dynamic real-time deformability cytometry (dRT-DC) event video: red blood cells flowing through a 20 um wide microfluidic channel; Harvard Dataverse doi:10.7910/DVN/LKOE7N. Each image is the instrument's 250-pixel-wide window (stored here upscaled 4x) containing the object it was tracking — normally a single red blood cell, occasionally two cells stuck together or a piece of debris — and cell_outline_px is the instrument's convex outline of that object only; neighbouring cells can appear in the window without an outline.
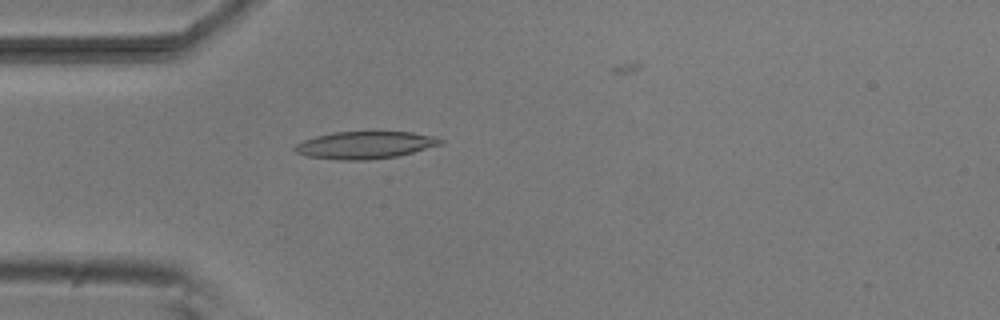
{"species": "common noctule bat (a hibernating species)", "species_latin": "Nyctalus noctula", "temperature_condition": "room temperature", "stored_images_in_passage": 12, "camera_frame_rate_fps": 3000, "um_per_image_px": 0.085, "animal": {"sex": "male", "body_mass_g": 20.5, "forearm_length_mm": 52.5}, "frame": {"image": 1, "passage_image": 4, "time_ms": 1.0, "image_size_px": [1000, 320], "cell_outline_px": [[444, 144], [396, 156], [368, 160], [336, 160], [304, 156], [296, 152], [292, 148], [296, 144], [304, 140], [316, 136], [332, 132], [372, 128], [412, 132], [432, 136], [444, 140]], "centroid_in_image_um": [31.03, 12.28], "position_along_channel_um": 54.0, "area_um2": 24.39}}
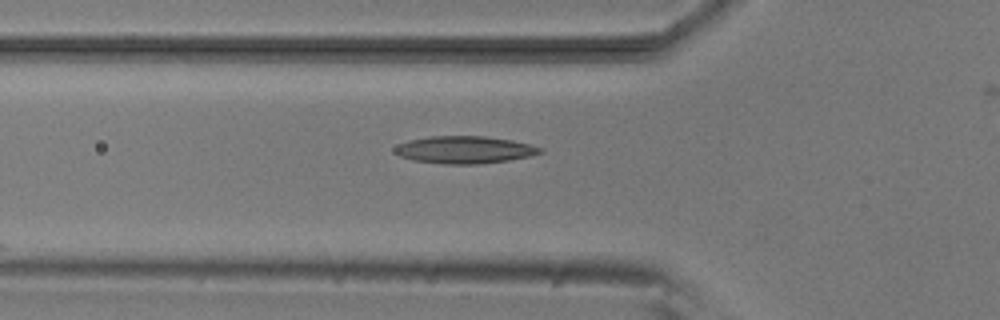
{"frame": {"image": 2, "passage_image": 7, "time_ms": 2.0, "image_size_px": [1000, 320], "cell_outline_px": [[544, 152], [528, 156], [508, 160], [476, 164], [444, 164], [412, 160], [400, 156], [392, 148], [408, 140], [428, 136], [484, 136], [512, 140], [544, 148]], "centroid_in_image_um": [39.47, 12.72], "position_along_channel_um": 86.3, "area_um2": 23.12}}
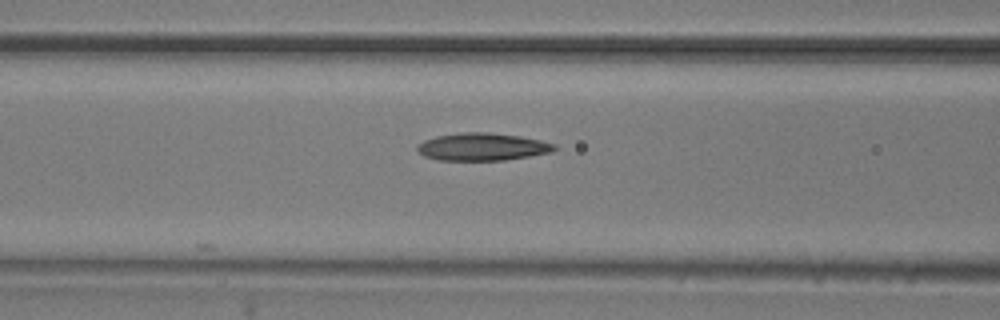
{"frame": {"image": 3, "passage_image": 10, "time_ms": 3.0, "image_size_px": [1000, 320], "cell_outline_px": [[560, 148], [552, 152], [504, 160], [440, 160], [424, 156], [416, 148], [416, 144], [424, 140], [436, 136], [460, 132], [488, 132], [520, 136], [540, 140], [556, 144]], "centroid_in_image_um": [41.02, 12.47], "position_along_channel_um": 125.6, "area_um2": 22.14}}